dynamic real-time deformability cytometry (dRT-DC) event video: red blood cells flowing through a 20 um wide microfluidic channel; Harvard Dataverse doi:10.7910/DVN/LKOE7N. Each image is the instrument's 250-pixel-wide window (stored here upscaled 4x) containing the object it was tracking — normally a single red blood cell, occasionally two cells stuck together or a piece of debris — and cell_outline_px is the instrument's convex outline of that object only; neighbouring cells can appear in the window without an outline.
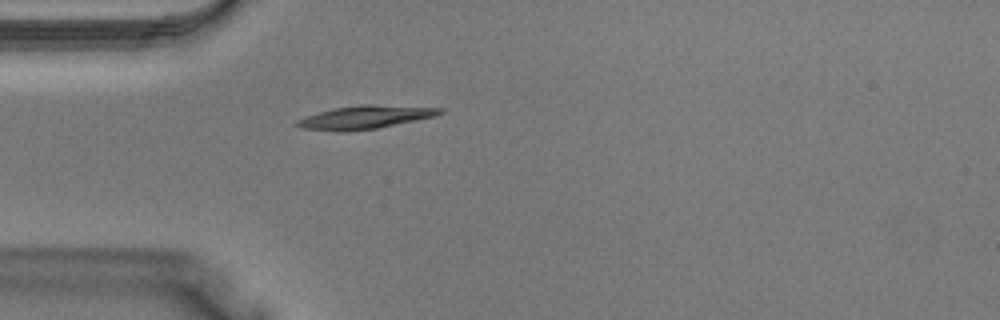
{"species": "Egyptian fruit bat (a non-hibernating species)", "species_latin": "Rousettus aegyptiacus", "temperature_condition": "warm", "stored_images_in_passage": 30, "camera_frame_rate_fps": 3000, "um_per_image_px": 0.085, "animal": {"sex": "male"}, "frame": {"image": 1, "passage_image": 2, "time_ms": 0.333, "image_size_px": [1000, 320], "cell_outline_px": [[444, 112], [436, 116], [376, 128], [344, 132], [340, 132], [300, 128], [292, 124], [296, 120], [304, 116], [336, 108], [364, 104], [372, 104], [444, 108]], "centroid_in_image_um": [30.99, 9.97], "position_along_channel_um": 54.0, "area_um2": 19.36}}
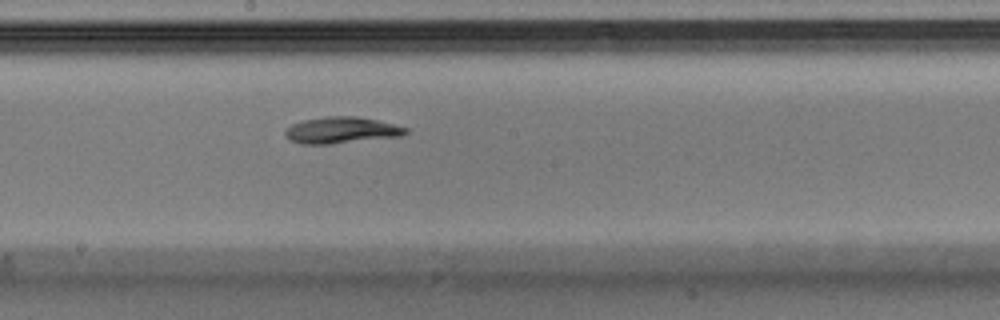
{"frame": {"image": 2, "passage_image": 12, "time_ms": 3.667, "image_size_px": [1000, 320], "cell_outline_px": [[408, 132], [400, 136], [328, 144], [300, 144], [288, 140], [284, 136], [284, 132], [292, 124], [304, 120], [324, 116], [356, 116], [376, 120], [408, 128]], "centroid_in_image_um": [28.96, 11.07], "position_along_channel_um": 219.2, "area_um2": 18.44}}
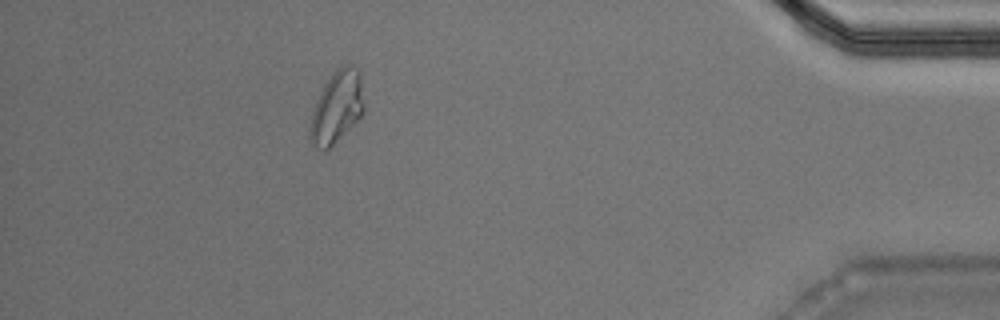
{"frame": {"image": 3, "passage_image": 26, "time_ms": 8.333, "image_size_px": [1000, 320], "cell_outline_px": [[364, 112], [324, 152], [308, 140], [308, 128], [312, 112], [316, 100], [324, 84], [336, 68], [344, 64], [352, 64], [356, 68], [360, 80], [364, 104]], "centroid_in_image_um": [28.58, 9.09], "position_along_channel_um": 406.6, "area_um2": 22.37}}